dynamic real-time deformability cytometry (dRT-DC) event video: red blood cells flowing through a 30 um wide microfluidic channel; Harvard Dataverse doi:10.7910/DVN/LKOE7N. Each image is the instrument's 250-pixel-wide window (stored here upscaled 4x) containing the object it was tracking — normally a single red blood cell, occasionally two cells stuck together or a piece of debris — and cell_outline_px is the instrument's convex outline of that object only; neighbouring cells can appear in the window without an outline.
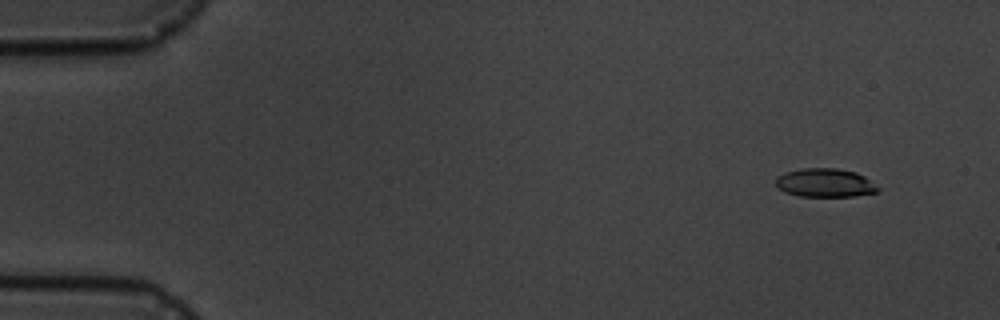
{"species": "common noctule bat (a hibernating species)", "species_latin": "Nyctalus noctula", "temperature_condition": "cold", "stored_images_in_passage": 5, "camera_frame_rate_fps": 3000, "um_per_image_px": 0.085, "animal": {"sex": "male", "body_mass_g": 19.5, "forearm_length_mm": 54.6}, "frame": {"image": 1, "passage_image": 2, "time_ms": 1.0, "image_size_px": [1000, 320], "cell_outline_px": [[880, 188], [876, 192], [852, 196], [800, 196], [784, 192], [776, 188], [776, 176], [784, 172], [804, 168], [836, 168], [856, 172], [864, 176]], "centroid_in_image_um": [70.08, 15.53], "position_along_channel_um": 14.9, "area_um2": 17.05}}
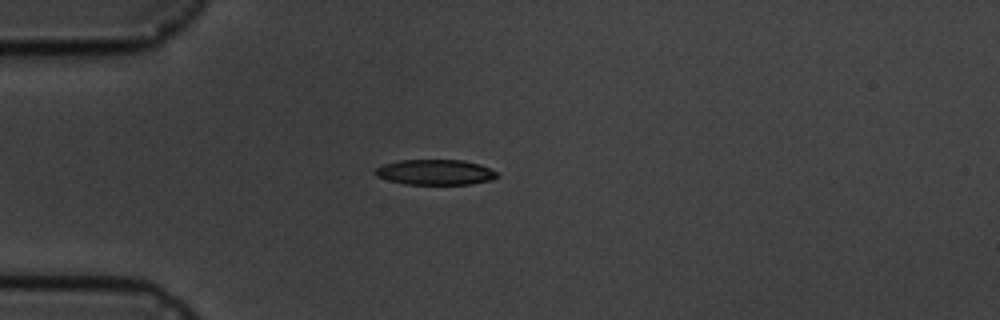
{"frame": {"image": 2, "passage_image": 5, "time_ms": 4.667, "image_size_px": [1000, 320], "cell_outline_px": [[500, 176], [492, 180], [472, 184], [404, 184], [388, 180], [376, 176], [372, 172], [376, 168], [384, 164], [400, 160], [464, 160], [480, 164], [496, 172]], "centroid_in_image_um": [36.99, 14.64], "position_along_channel_um": 48.0, "area_um2": 18.09}}